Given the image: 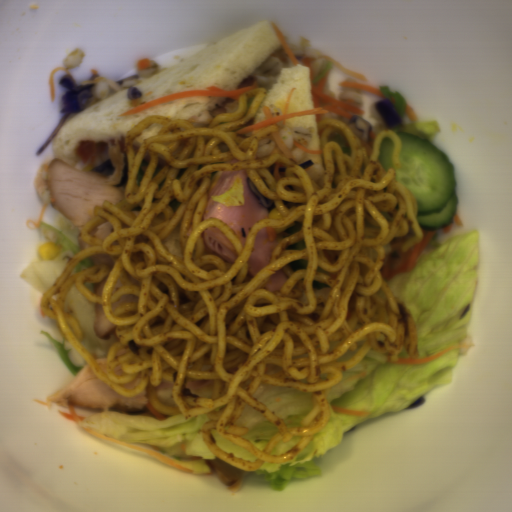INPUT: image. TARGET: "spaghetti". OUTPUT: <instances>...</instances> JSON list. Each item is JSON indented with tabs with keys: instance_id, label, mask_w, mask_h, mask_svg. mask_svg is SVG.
<instances>
[{
	"instance_id": "1",
	"label": "spaghetti",
	"mask_w": 512,
	"mask_h": 512,
	"mask_svg": "<svg viewBox=\"0 0 512 512\" xmlns=\"http://www.w3.org/2000/svg\"><path fill=\"white\" fill-rule=\"evenodd\" d=\"M266 87L245 91L235 110L206 127L161 114L147 115L124 135L128 178L121 201L95 205L78 232L90 247L71 257L43 292L39 308L61 327L94 375L125 399L146 388L153 409L190 419L205 414L200 435L213 455L237 469L257 472L264 463L296 458L331 419V387L372 348L398 362L403 348L419 359L410 309L397 299L380 270L392 238L413 236L403 253L424 239L418 201L395 179L401 142L397 132L376 134L370 154L340 119L317 122L325 163L321 187L279 148L256 157L270 125L250 136L234 131L250 123ZM394 144L395 167L378 160L382 139ZM245 169L276 207L256 222L244 250L235 232L216 218L202 220L212 172ZM282 239L270 264L248 282L256 237L273 226ZM180 223L184 263L161 242ZM212 227L230 238L236 261L204 255L202 233ZM411 226V227H410ZM281 290H261L278 272ZM243 283V284H242ZM77 286L121 327L133 326L112 345L106 371L79 342L84 334L65 296ZM313 392L311 412L287 428L253 397L260 383ZM245 403L276 428L261 451L234 426ZM211 429L257 461L236 458L216 445Z\"/></svg>"
}]
</instances>
